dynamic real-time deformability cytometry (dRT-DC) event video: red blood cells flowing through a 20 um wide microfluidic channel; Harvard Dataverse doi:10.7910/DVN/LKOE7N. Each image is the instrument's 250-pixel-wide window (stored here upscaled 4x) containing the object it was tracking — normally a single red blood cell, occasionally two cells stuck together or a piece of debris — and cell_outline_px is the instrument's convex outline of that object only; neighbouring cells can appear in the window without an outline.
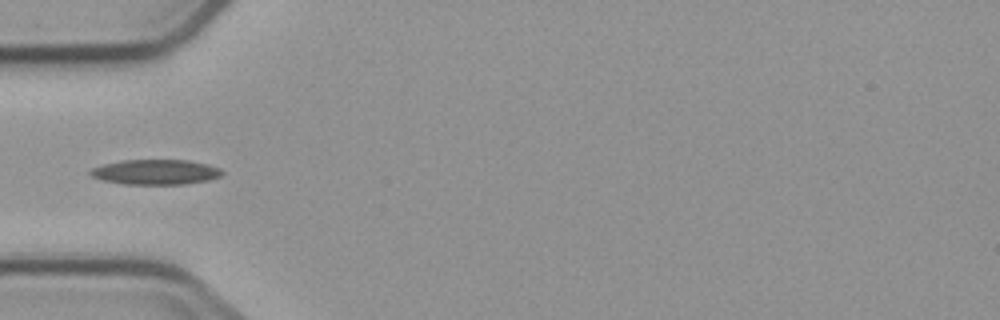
{"species": "common noctule bat (a hibernating species)", "species_latin": "Nyctalus noctula", "temperature_condition": "cold", "stored_images_in_passage": 7, "camera_frame_rate_fps": 3000, "um_per_image_px": 0.085, "animal": {"sex": "male", "body_mass_g": 23.1, "forearm_length_mm": 52.7}, "frame": {"image": 1, "passage_image": 4, "time_ms": 4.667, "image_size_px": [1000, 320], "cell_outline_px": [[224, 172], [220, 176], [208, 180], [184, 184], [124, 184], [100, 180], [92, 176], [88, 172], [92, 168], [104, 164], [120, 160], [188, 160], [208, 164], [220, 168]], "centroid_in_image_um": [13.21, 14.62], "position_along_channel_um": 71.8, "area_um2": 19.31}}
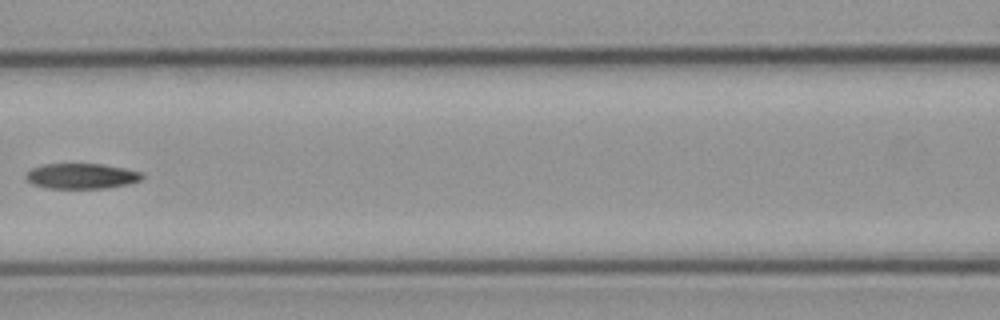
{"frame": {"image": 2, "passage_image": 6, "time_ms": 7.0, "image_size_px": [1000, 320], "cell_outline_px": [[144, 176], [140, 180], [128, 184], [104, 188], [48, 188], [32, 184], [24, 176], [32, 168], [44, 164], [100, 164], [124, 168], [140, 172]], "centroid_in_image_um": [6.91, 14.96], "position_along_channel_um": 159.7, "area_um2": 16.99}}
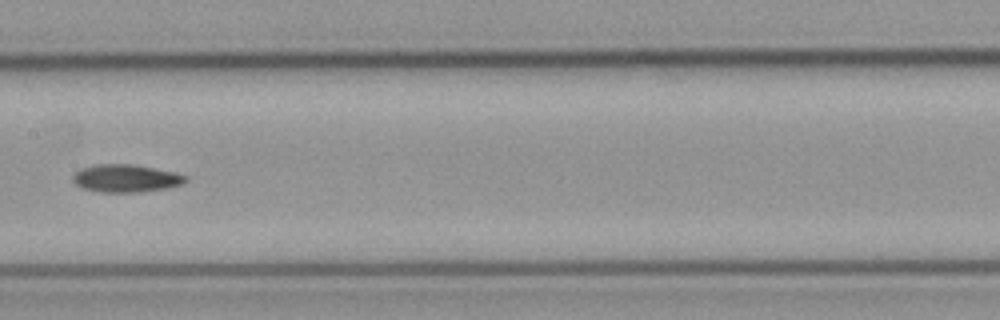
{"frame": {"image": 3, "passage_image": 7, "time_ms": 8.0, "image_size_px": [1000, 320], "cell_outline_px": [[188, 180], [184, 184], [168, 188], [136, 192], [100, 192], [84, 188], [76, 184], [72, 180], [72, 176], [80, 168], [96, 164], [132, 164], [176, 172], [188, 176]], "centroid_in_image_um": [10.73, 15.15], "position_along_channel_um": 196.7, "area_um2": 18.32}}